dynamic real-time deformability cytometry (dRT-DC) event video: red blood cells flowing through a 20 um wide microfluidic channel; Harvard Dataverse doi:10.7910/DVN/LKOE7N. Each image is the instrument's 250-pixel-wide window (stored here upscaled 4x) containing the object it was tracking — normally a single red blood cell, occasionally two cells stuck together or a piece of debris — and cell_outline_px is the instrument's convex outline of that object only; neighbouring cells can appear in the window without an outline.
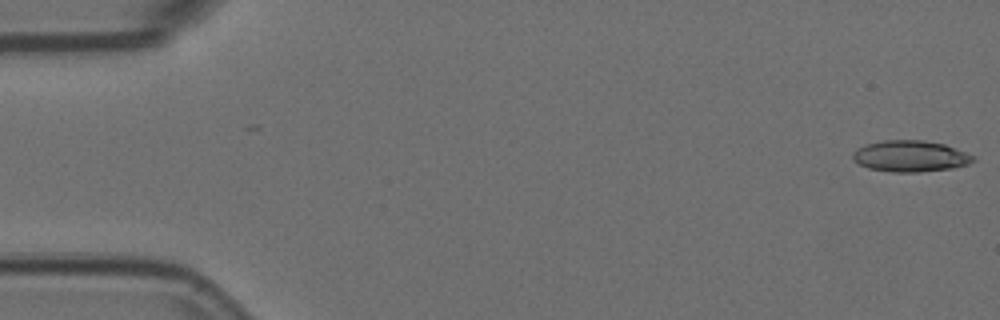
{"species": "Egyptian fruit bat (a non-hibernating species)", "species_latin": "Rousettus aegyptiacus", "temperature_condition": "room temperature", "stored_images_in_passage": 5, "camera_frame_rate_fps": 3000, "um_per_image_px": 0.085, "animal": {"sex": "female"}, "frame": {"image": 1, "passage_image": 1, "time_ms": 0.0, "image_size_px": [1000, 320], "cell_outline_px": [[976, 160], [968, 164], [952, 168], [920, 172], [892, 172], [868, 168], [852, 160], [852, 152], [856, 148], [868, 144], [884, 140], [924, 140], [944, 144], [956, 148], [976, 156]], "centroid_in_image_um": [77.39, 13.27], "position_along_channel_um": 7.6, "area_um2": 22.08}}
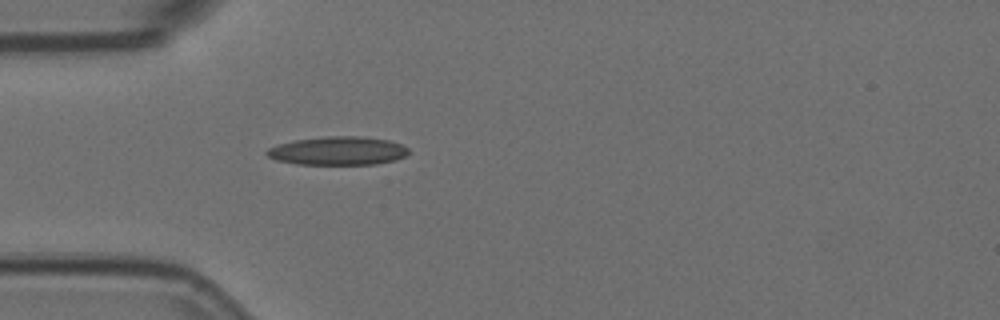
{"frame": {"image": 2, "passage_image": 4, "time_ms": 1.0, "image_size_px": [1000, 320], "cell_outline_px": [[408, 152], [404, 156], [396, 160], [376, 164], [296, 164], [276, 160], [268, 156], [264, 152], [268, 148], [276, 144], [296, 140], [328, 136], [364, 136], [388, 140], [400, 144], [408, 148]], "centroid_in_image_um": [28.7, 12.82], "position_along_channel_um": 56.3, "area_um2": 23.52}}